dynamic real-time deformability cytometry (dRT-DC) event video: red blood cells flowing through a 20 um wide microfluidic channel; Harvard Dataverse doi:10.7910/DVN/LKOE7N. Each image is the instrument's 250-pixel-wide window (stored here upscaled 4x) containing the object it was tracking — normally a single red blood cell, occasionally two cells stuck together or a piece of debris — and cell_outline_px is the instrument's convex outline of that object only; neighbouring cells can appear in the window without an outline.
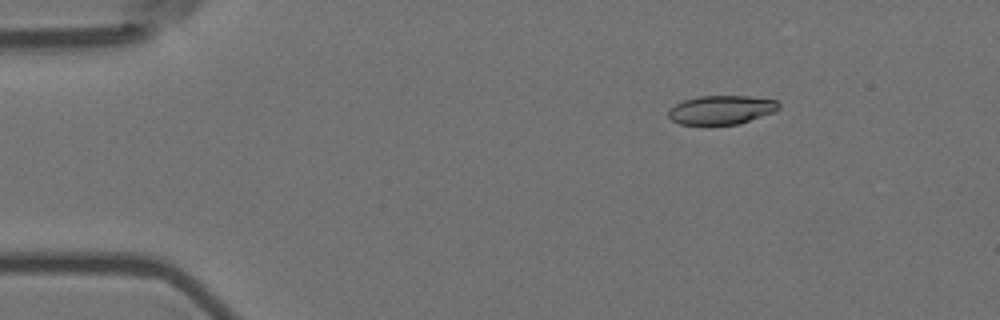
{"species": "Egyptian fruit bat (a non-hibernating species)", "species_latin": "Rousettus aegyptiacus", "temperature_condition": "room temperature", "stored_images_in_passage": 21, "camera_frame_rate_fps": 3000, "um_per_image_px": 0.085, "animal": {"sex": "female"}, "frame": {"image": 1, "passage_image": 2, "time_ms": 0.333, "image_size_px": [1000, 320], "cell_outline_px": [[780, 108], [776, 112], [740, 124], [680, 124], [672, 120], [668, 116], [668, 112], [676, 104], [684, 100], [700, 96], [748, 96], [776, 100], [780, 104]], "centroid_in_image_um": [61.37, 9.34], "position_along_channel_um": 23.6, "area_um2": 18.55}}
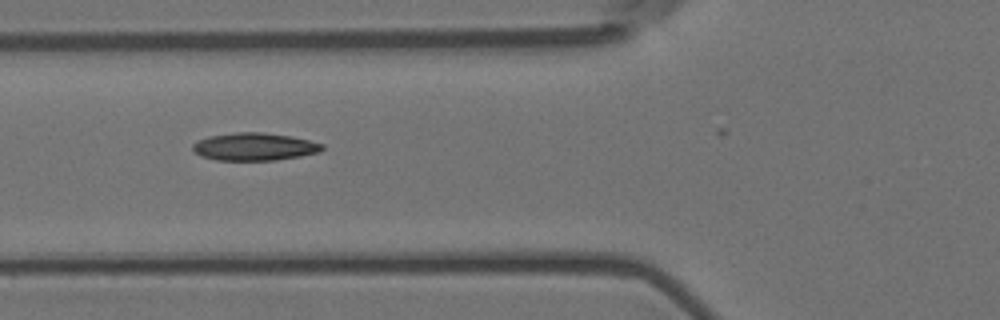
{"frame": {"image": 2, "passage_image": 15, "time_ms": 4.667, "image_size_px": [1000, 320], "cell_outline_px": [[324, 148], [320, 152], [300, 156], [276, 160], [216, 160], [200, 156], [192, 148], [192, 144], [208, 136], [236, 132], [264, 132], [292, 136], [324, 144]], "centroid_in_image_um": [21.64, 12.46], "position_along_channel_um": 104.2, "area_um2": 20.92}}
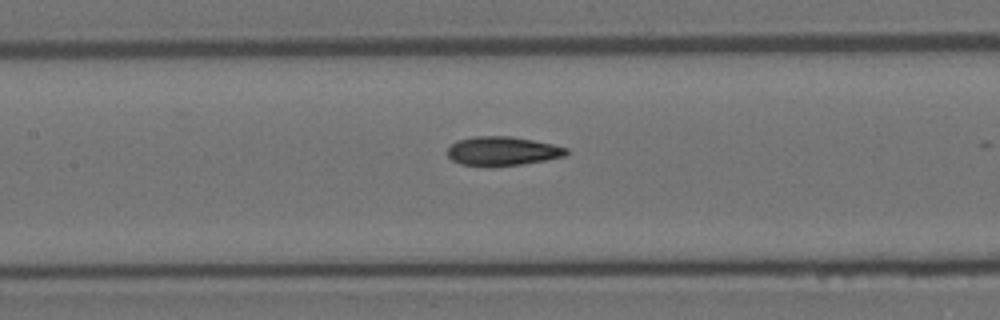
{"frame": {"image": 3, "passage_image": 20, "time_ms": 6.333, "image_size_px": [1000, 320], "cell_outline_px": [[568, 152], [564, 156], [544, 160], [520, 164], [488, 168], [460, 164], [452, 160], [448, 156], [448, 148], [456, 140], [476, 136], [512, 136], [552, 144], [568, 148]], "centroid_in_image_um": [42.66, 12.86], "position_along_channel_um": 164.7, "area_um2": 20.29}}